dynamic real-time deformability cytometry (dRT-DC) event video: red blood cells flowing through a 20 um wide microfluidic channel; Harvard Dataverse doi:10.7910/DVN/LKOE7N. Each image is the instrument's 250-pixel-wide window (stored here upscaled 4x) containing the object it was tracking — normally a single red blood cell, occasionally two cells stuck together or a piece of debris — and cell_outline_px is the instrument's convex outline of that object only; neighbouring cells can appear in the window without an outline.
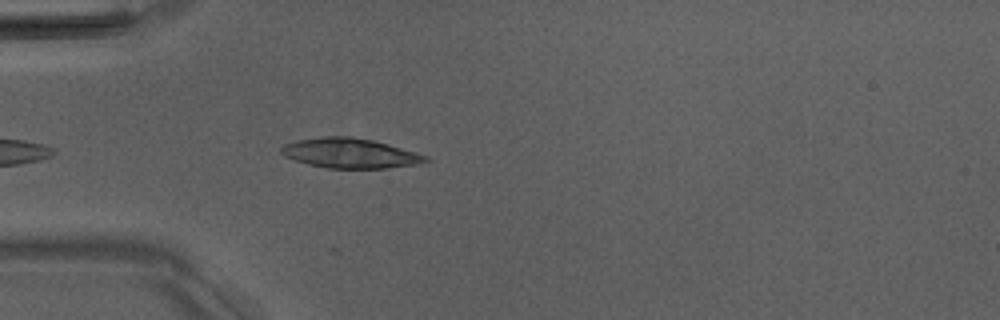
{"species": "Egyptian fruit bat (a non-hibernating species)", "species_latin": "Rousettus aegyptiacus", "temperature_condition": "room temperature", "stored_images_in_passage": 5, "camera_frame_rate_fps": 3000, "um_per_image_px": 0.085, "animal": {"sex": "male"}, "frame": {"image": 1, "passage_image": 5, "time_ms": 4.667, "image_size_px": [1000, 320], "cell_outline_px": [[432, 160], [420, 164], [388, 168], [328, 168], [308, 164], [292, 160], [284, 156], [280, 152], [280, 148], [284, 144], [300, 140], [320, 136], [348, 136], [372, 140], [388, 144], [416, 152], [428, 156]], "centroid_in_image_um": [29.77, 13.03], "position_along_channel_um": 55.2, "area_um2": 25.26}}